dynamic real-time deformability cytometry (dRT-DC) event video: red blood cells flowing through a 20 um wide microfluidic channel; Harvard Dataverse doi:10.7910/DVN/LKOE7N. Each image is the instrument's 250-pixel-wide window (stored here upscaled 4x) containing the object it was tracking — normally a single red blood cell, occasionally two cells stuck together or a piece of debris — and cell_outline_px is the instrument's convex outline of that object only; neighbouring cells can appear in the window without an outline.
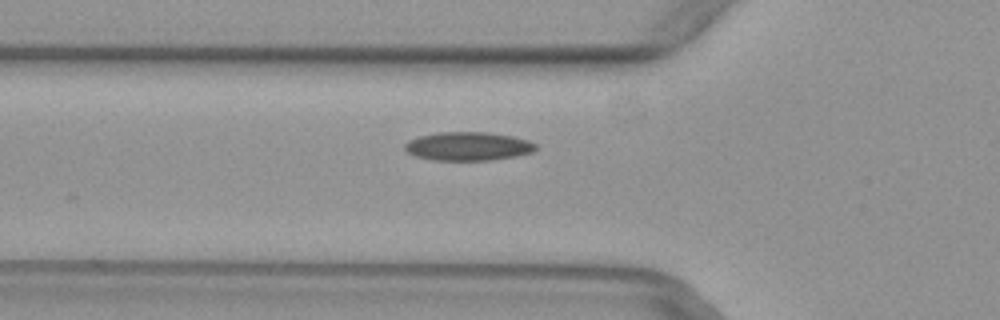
{"species": "common noctule bat (a hibernating species)", "species_latin": "Nyctalus noctula", "temperature_condition": "warm", "stored_images_in_passage": 7, "camera_frame_rate_fps": 3000, "um_per_image_px": 0.085, "animal": {"sex": "female", "body_mass_g": 29.2, "forearm_length_mm": 56.3}, "frame": {"image": 1, "passage_image": 2, "time_ms": 0.333, "image_size_px": [1000, 320], "cell_outline_px": [[536, 148], [532, 152], [516, 156], [492, 160], [432, 160], [416, 156], [408, 152], [404, 148], [404, 144], [408, 140], [420, 136], [440, 132], [488, 132], [512, 136], [528, 140], [536, 144]], "centroid_in_image_um": [39.79, 12.43], "position_along_channel_um": 86.0, "area_um2": 21.79}}
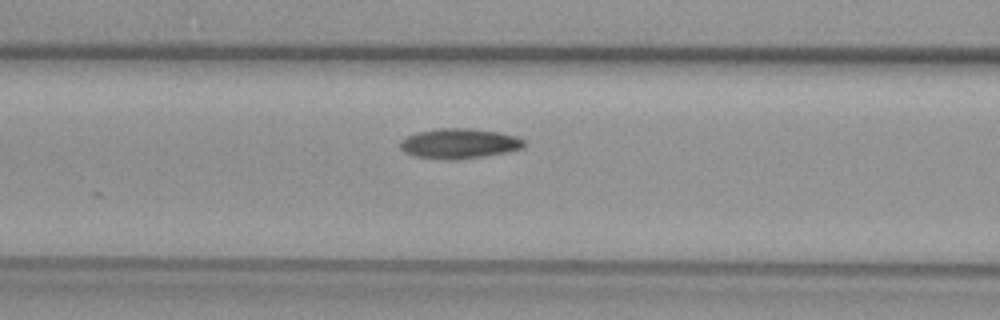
{"frame": {"image": 2, "passage_image": 5, "time_ms": 1.333, "image_size_px": [1000, 320], "cell_outline_px": [[524, 148], [508, 152], [456, 160], [444, 160], [412, 156], [404, 152], [400, 148], [400, 140], [416, 132], [436, 128], [472, 128], [500, 132], [516, 136], [524, 140]], "centroid_in_image_um": [39.01, 12.2], "position_along_channel_um": 127.6, "area_um2": 22.02}}